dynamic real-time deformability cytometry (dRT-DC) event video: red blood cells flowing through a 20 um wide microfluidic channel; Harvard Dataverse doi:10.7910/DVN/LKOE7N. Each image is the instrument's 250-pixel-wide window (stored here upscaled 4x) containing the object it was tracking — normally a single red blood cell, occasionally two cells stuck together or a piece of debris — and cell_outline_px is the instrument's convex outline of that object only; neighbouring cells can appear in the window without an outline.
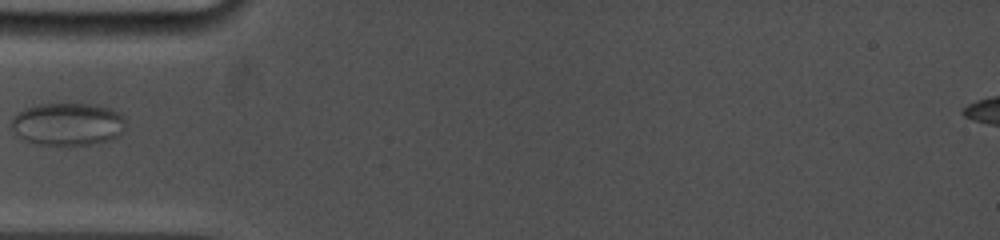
{"species": "common noctule bat (a hibernating species)", "species_latin": "Nyctalus noctula", "temperature_condition": "cold", "stored_images_in_passage": 29, "camera_frame_rate_fps": 5000, "um_per_image_px": 0.085, "animal": {"sex": "female", "body_mass_g": 19.0, "forearm_length_mm": 53.3}, "frame": {"image": 1, "passage_image": 3, "time_ms": 1.6, "image_size_px": [1000, 240], "cell_outline_px": [[124, 132], [120, 136], [112, 140], [92, 144], [40, 144], [24, 140], [16, 136], [12, 128], [12, 116], [24, 108], [36, 104], [88, 104], [112, 108], [120, 112], [124, 116]], "centroid_in_image_um": [5.78, 10.54], "position_along_channel_um": 79.2, "area_um2": 28.67}}
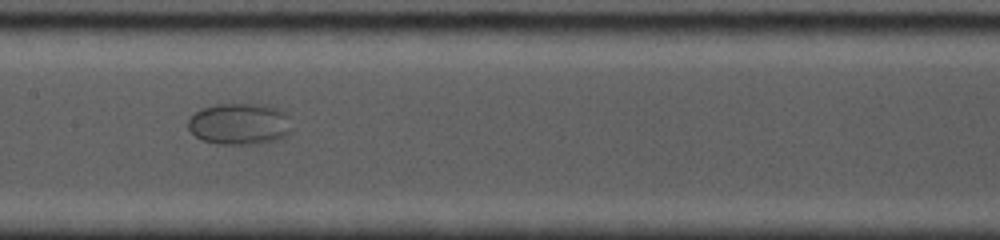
{"frame": {"image": 2, "passage_image": 8, "time_ms": 4.6, "image_size_px": [1000, 240], "cell_outline_px": [[292, 132], [288, 136], [276, 140], [256, 144], [216, 144], [200, 140], [188, 128], [188, 120], [196, 112], [204, 108], [216, 104], [268, 104], [284, 112], [292, 128]], "centroid_in_image_um": [20.38, 10.55], "position_along_channel_um": 187.0, "area_um2": 25.26}}
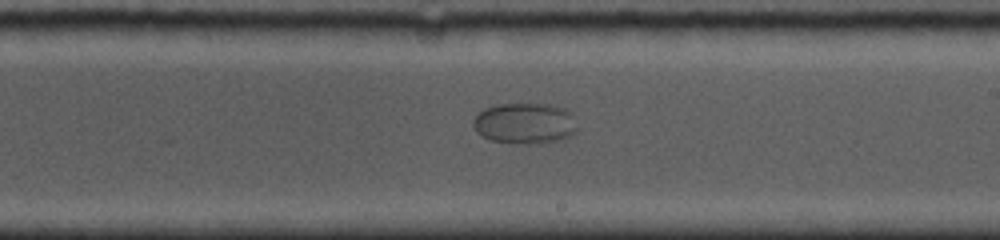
{"frame": {"image": 3, "passage_image": 12, "time_ms": 6.2, "image_size_px": [1000, 240], "cell_outline_px": [[576, 132], [560, 140], [540, 144], [520, 144], [492, 140], [476, 132], [472, 124], [472, 120], [484, 108], [496, 104], [548, 104], [564, 108], [568, 112], [576, 128]], "centroid_in_image_um": [44.56, 10.49], "position_along_channel_um": 244.4, "area_um2": 24.68}}